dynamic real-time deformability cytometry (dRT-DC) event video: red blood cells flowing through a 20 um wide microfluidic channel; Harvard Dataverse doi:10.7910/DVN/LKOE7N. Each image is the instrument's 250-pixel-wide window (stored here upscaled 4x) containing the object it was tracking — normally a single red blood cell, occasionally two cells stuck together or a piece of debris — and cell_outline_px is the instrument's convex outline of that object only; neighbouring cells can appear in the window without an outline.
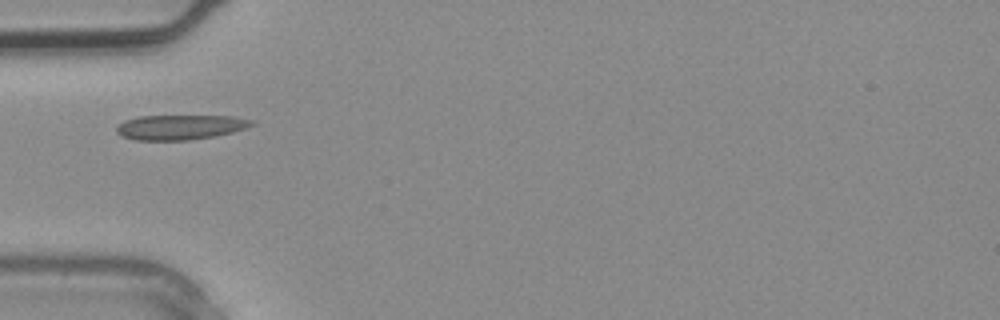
{"species": "common noctule bat (a hibernating species)", "species_latin": "Nyctalus noctula", "temperature_condition": "warm", "stored_images_in_passage": 1, "camera_frame_rate_fps": 3000, "um_per_image_px": 0.085, "animal": {"sex": "male", "body_mass_g": 20.4}, "frame": {"image": 1, "passage_image": 1, "time_ms": 0.0, "image_size_px": [1000, 320], "cell_outline_px": [[256, 124], [232, 132], [212, 136], [188, 140], [136, 140], [120, 136], [116, 132], [116, 124], [124, 120], [140, 116], [232, 116], [256, 120]], "centroid_in_image_um": [15.28, 10.8], "position_along_channel_um": 69.7, "area_um2": 19.65}}